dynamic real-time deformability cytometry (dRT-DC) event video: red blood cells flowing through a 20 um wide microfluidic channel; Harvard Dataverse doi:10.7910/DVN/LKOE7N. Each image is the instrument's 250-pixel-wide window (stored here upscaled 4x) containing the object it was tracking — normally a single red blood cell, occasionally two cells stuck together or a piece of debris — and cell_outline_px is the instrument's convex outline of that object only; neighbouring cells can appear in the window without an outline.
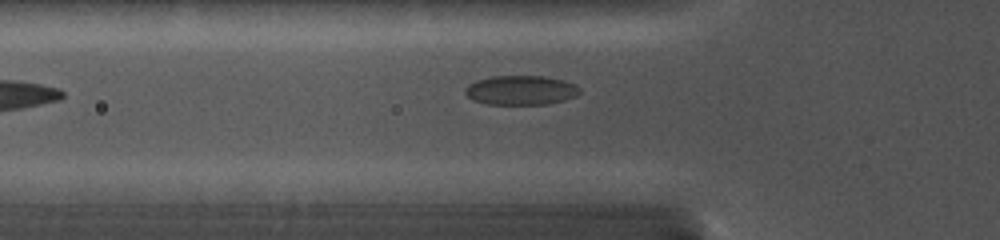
{"species": "common noctule bat (a hibernating species)", "species_latin": "Nyctalus noctula", "temperature_condition": "cold", "stored_images_in_passage": 44, "camera_frame_rate_fps": 5000, "um_per_image_px": 0.085, "animal": {"sex": "female", "body_mass_g": 19.0, "forearm_length_mm": 56.7}, "frame": {"image": 1, "passage_image": 2, "time_ms": 0.2, "image_size_px": [1000, 240], "cell_outline_px": [[580, 92], [576, 96], [564, 100], [544, 104], [488, 104], [472, 100], [464, 92], [464, 88], [468, 84], [476, 80], [492, 76], [544, 76], [564, 80], [576, 84], [580, 88]], "centroid_in_image_um": [44.26, 7.66], "position_along_channel_um": 81.5, "area_um2": 19.71}}
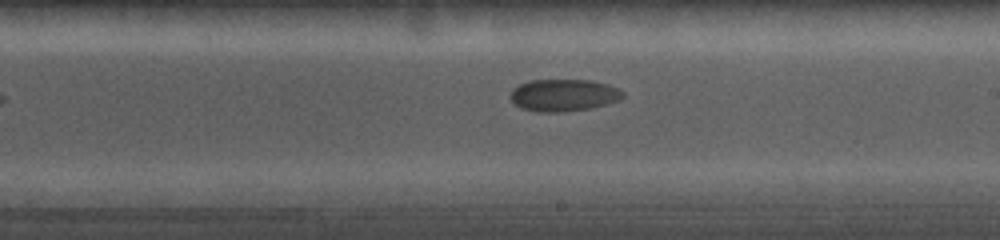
{"frame": {"image": 2, "passage_image": 18, "time_ms": 4.6, "image_size_px": [1000, 240], "cell_outline_px": [[624, 96], [620, 100], [592, 108], [564, 112], [540, 112], [520, 108], [508, 96], [512, 88], [520, 84], [532, 80], [592, 80], [608, 84], [624, 92]], "centroid_in_image_um": [47.9, 8.09], "position_along_channel_um": 241.1, "area_um2": 21.21}}
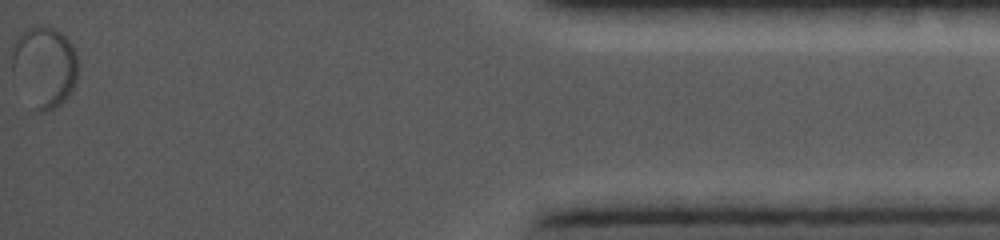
{"frame": {"image": 3, "passage_image": 44, "time_ms": 11.6, "image_size_px": [1000, 240], "cell_outline_px": [[76, 76], [72, 88], [64, 100], [60, 104], [52, 108], [40, 112], [36, 112], [12, 68], [12, 56], [16, 36], [28, 28], [52, 28], [60, 32], [72, 44], [76, 56]], "centroid_in_image_um": [3.78, 5.65], "position_along_channel_um": 431.4, "area_um2": 29.82}}